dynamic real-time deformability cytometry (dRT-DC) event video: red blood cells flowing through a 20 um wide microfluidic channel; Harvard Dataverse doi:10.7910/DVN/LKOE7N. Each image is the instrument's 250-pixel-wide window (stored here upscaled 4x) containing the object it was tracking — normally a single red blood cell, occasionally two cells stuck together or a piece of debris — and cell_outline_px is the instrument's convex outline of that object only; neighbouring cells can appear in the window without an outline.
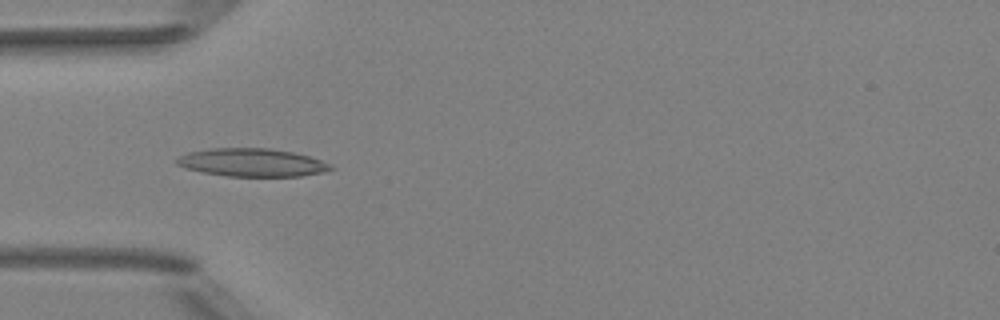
{"species": "Egyptian fruit bat (a non-hibernating species)", "species_latin": "Rousettus aegyptiacus", "temperature_condition": "room temperature", "stored_images_in_passage": 7, "camera_frame_rate_fps": 3000, "um_per_image_px": 0.085, "animal": {"sex": "female"}, "frame": {"image": 1, "passage_image": 4, "time_ms": 1.0, "image_size_px": [1000, 320], "cell_outline_px": [[336, 168], [324, 172], [300, 176], [224, 176], [200, 172], [184, 168], [176, 164], [176, 160], [180, 156], [188, 152], [212, 148], [268, 148], [292, 152], [308, 156], [320, 160]], "centroid_in_image_um": [21.38, 13.82], "position_along_channel_um": 63.6, "area_um2": 25.14}}
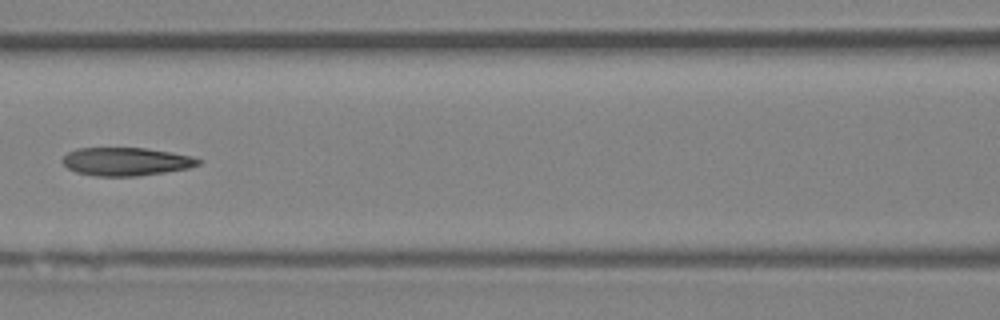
{"frame": {"image": 2, "passage_image": 6, "time_ms": 1.667, "image_size_px": [1000, 320], "cell_outline_px": [[200, 164], [188, 168], [164, 172], [136, 176], [96, 176], [76, 172], [68, 168], [60, 160], [68, 152], [76, 148], [144, 148], [172, 152], [192, 156], [200, 160]], "centroid_in_image_um": [10.69, 13.73], "position_along_channel_um": 155.9, "area_um2": 22.25}}
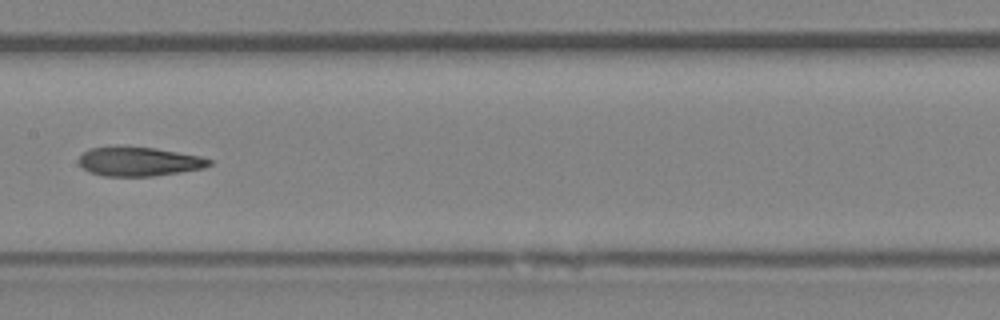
{"frame": {"image": 3, "passage_image": 7, "time_ms": 2.0, "image_size_px": [1000, 320], "cell_outline_px": [[212, 164], [204, 168], [180, 172], [152, 176], [104, 176], [88, 172], [80, 164], [80, 156], [88, 148], [112, 144], [116, 144], [156, 148], [200, 156], [212, 160]], "centroid_in_image_um": [11.77, 13.69], "position_along_channel_um": 195.6, "area_um2": 22.66}}